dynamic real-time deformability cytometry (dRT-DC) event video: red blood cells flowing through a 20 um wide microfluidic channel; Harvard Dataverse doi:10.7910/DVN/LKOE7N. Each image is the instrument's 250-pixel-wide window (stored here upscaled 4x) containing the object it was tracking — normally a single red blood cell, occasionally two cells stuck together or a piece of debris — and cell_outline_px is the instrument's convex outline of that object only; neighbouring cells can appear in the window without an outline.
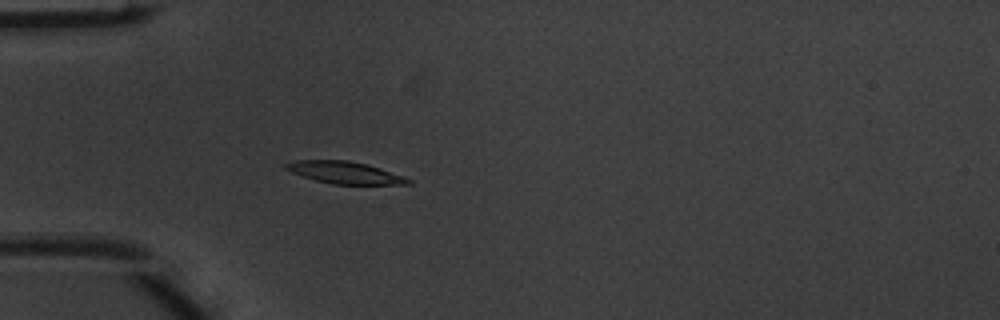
{"species": "common noctule bat (a hibernating species)", "species_latin": "Nyctalus noctula", "temperature_condition": "warm", "stored_images_in_passage": 3, "camera_frame_rate_fps": 3000, "um_per_image_px": 0.085, "animal": {"sex": "male", "body_mass_g": 20.1, "forearm_length_mm": 53.5}, "frame": {"image": 1, "passage_image": 3, "time_ms": 0.667, "image_size_px": [1000, 320], "cell_outline_px": [[412, 184], [332, 184], [316, 180], [292, 172], [284, 168], [284, 164], [296, 160], [348, 160], [368, 164], [404, 176], [412, 180]], "centroid_in_image_um": [29.33, 14.66], "position_along_channel_um": 55.7, "area_um2": 15.66}}